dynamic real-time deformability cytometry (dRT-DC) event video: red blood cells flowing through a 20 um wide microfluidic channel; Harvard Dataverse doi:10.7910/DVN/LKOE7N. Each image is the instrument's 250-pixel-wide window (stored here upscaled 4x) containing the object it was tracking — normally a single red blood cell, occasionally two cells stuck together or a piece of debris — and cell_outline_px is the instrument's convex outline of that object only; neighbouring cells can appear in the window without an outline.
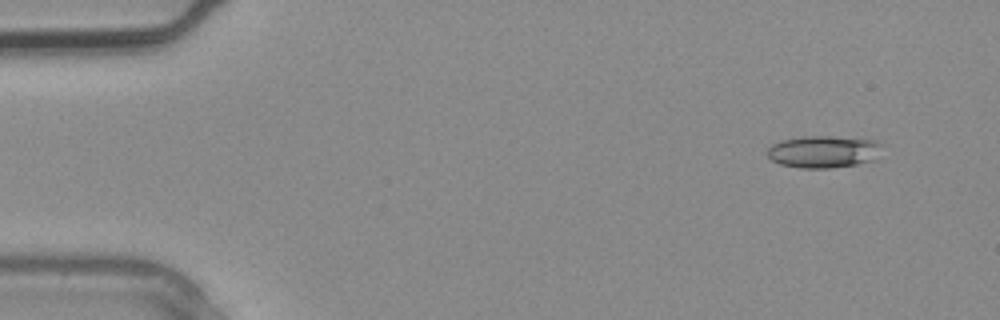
{"species": "common noctule bat (a hibernating species)", "species_latin": "Nyctalus noctula", "temperature_condition": "warm", "stored_images_in_passage": 2, "camera_frame_rate_fps": 3000, "um_per_image_px": 0.085, "animal": {"sex": "male", "body_mass_g": 20.4}, "frame": {"image": 1, "passage_image": 2, "time_ms": 0.333, "image_size_px": [1000, 320], "cell_outline_px": [[884, 144], [876, 160], [856, 164], [832, 168], [800, 168], [780, 164], [772, 160], [768, 156], [768, 148], [772, 144], [780, 140], [804, 136], [828, 136], [876, 140]], "centroid_in_image_um": [70.04, 12.89], "position_along_channel_um": 15.0, "area_um2": 21.73}}